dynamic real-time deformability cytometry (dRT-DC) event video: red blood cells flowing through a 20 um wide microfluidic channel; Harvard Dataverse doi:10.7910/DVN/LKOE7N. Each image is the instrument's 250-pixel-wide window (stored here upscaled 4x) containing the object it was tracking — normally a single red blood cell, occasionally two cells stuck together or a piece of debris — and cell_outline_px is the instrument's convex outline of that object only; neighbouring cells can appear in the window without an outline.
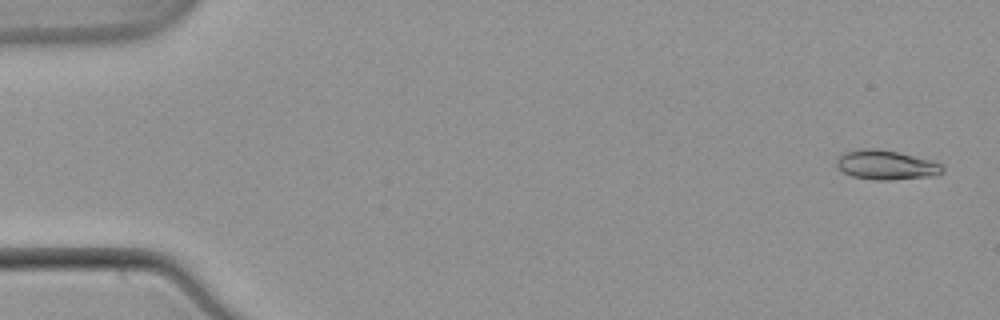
{"species": "common noctule bat (a hibernating species)", "species_latin": "Nyctalus noctula", "temperature_condition": "warm", "stored_images_in_passage": 53, "camera_frame_rate_fps": 3000, "um_per_image_px": 0.085, "animal": {"sex": "male", "body_mass_g": 21.5, "forearm_length_mm": 52.0}, "frame": {"image": 1, "passage_image": 2, "time_ms": 0.333, "image_size_px": [1000, 320], "cell_outline_px": [[944, 172], [936, 176], [892, 180], [876, 180], [852, 176], [844, 172], [836, 164], [836, 160], [844, 152], [860, 148], [876, 148], [900, 152], [932, 160], [940, 164], [944, 168]], "centroid_in_image_um": [75.36, 14.01], "position_along_channel_um": 9.6, "area_um2": 18.38}}
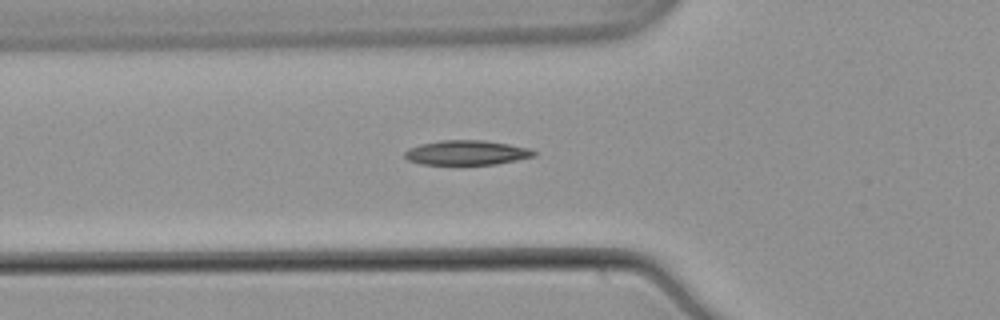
{"frame": {"image": 2, "passage_image": 19, "time_ms": 6.0, "image_size_px": [1000, 320], "cell_outline_px": [[536, 156], [496, 164], [420, 164], [408, 160], [404, 156], [404, 152], [408, 148], [420, 144], [440, 140], [484, 140], [508, 144], [528, 148], [536, 152]], "centroid_in_image_um": [39.64, 12.97], "position_along_channel_um": 86.2, "area_um2": 18.5}}
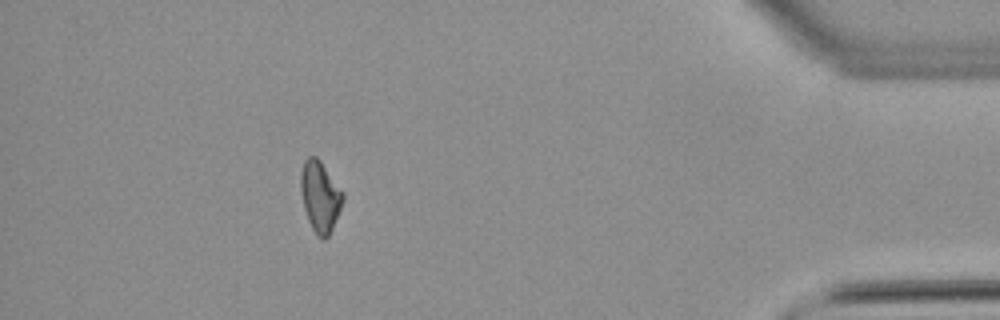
{"frame": {"image": 3, "passage_image": 48, "time_ms": 15.667, "image_size_px": [1000, 320], "cell_outline_px": [[344, 200], [332, 228], [328, 236], [324, 240], [316, 236], [308, 220], [304, 208], [300, 188], [300, 172], [304, 160], [308, 156], [316, 156], [320, 160], [344, 192]], "centroid_in_image_um": [27.2, 16.68], "position_along_channel_um": 408.0, "area_um2": 17.51}, "authors_computed_cell_mechanics": {"area_um2": 17.5134, "velocity_mm_per_s": 3.8753, "shape_relaxation_time_tau1_ms": 7.5803, "shape_relaxation_time_tau2_ms": 9.2704, "deformation_change_tau1": 0.185, "deformation_change_tau2": 0.1616}}